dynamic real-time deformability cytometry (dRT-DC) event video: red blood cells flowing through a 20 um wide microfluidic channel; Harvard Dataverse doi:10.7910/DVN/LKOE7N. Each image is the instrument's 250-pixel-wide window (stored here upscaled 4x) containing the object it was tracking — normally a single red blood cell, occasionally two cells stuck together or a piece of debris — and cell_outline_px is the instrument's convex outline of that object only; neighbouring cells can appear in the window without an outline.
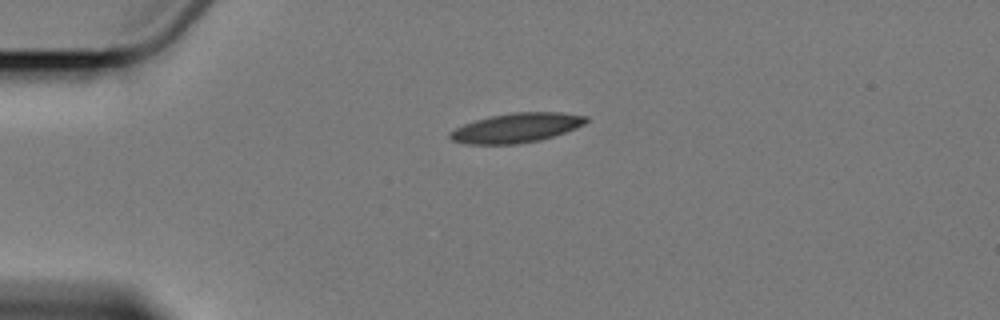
{"species": "Egyptian fruit bat (a non-hibernating species)", "species_latin": "Rousettus aegyptiacus", "temperature_condition": "cold", "stored_images_in_passage": 3, "camera_frame_rate_fps": 3000, "um_per_image_px": 0.085, "animal": {"sex": "female"}, "frame": {"image": 1, "passage_image": 1, "time_ms": 0.0, "image_size_px": [1000, 320], "cell_outline_px": [[588, 120], [584, 124], [576, 128], [540, 140], [516, 144], [468, 144], [452, 140], [448, 136], [448, 132], [464, 124], [476, 120], [492, 116], [512, 112], [560, 112], [588, 116]], "centroid_in_image_um": [43.89, 10.86], "position_along_channel_um": 41.1, "area_um2": 23.24}}
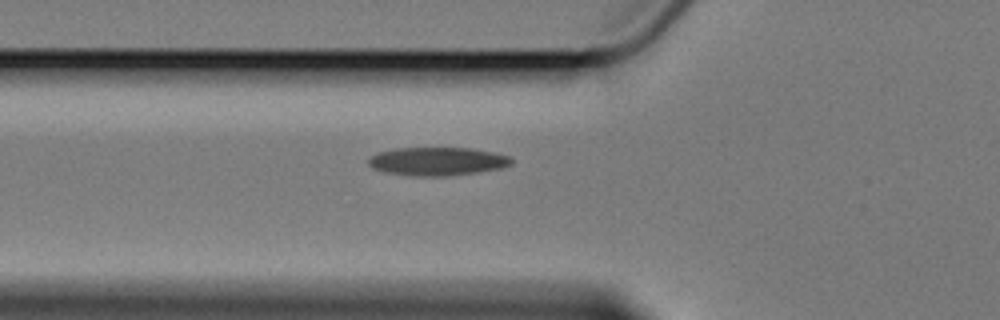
{"frame": {"image": 2, "passage_image": 3, "time_ms": 2.333, "image_size_px": [1000, 320], "cell_outline_px": [[512, 164], [500, 168], [476, 172], [444, 176], [412, 176], [384, 172], [372, 168], [368, 164], [368, 160], [372, 156], [380, 152], [396, 148], [468, 148], [492, 152], [512, 156]], "centroid_in_image_um": [37.17, 13.72], "position_along_channel_um": 88.6, "area_um2": 23.47}}